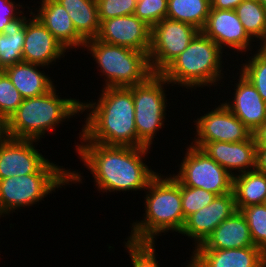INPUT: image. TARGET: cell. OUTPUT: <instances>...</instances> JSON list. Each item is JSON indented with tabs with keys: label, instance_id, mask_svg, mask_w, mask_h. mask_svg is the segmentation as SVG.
Wrapping results in <instances>:
<instances>
[{
	"label": "cell",
	"instance_id": "1f68e13d",
	"mask_svg": "<svg viewBox=\"0 0 266 267\" xmlns=\"http://www.w3.org/2000/svg\"><path fill=\"white\" fill-rule=\"evenodd\" d=\"M154 242H134L127 239L125 248L133 267H160L156 259Z\"/></svg>",
	"mask_w": 266,
	"mask_h": 267
},
{
	"label": "cell",
	"instance_id": "5bb4252c",
	"mask_svg": "<svg viewBox=\"0 0 266 267\" xmlns=\"http://www.w3.org/2000/svg\"><path fill=\"white\" fill-rule=\"evenodd\" d=\"M191 145L215 160L233 177L256 169L257 146L253 135L240 142H191Z\"/></svg>",
	"mask_w": 266,
	"mask_h": 267
},
{
	"label": "cell",
	"instance_id": "ba28073f",
	"mask_svg": "<svg viewBox=\"0 0 266 267\" xmlns=\"http://www.w3.org/2000/svg\"><path fill=\"white\" fill-rule=\"evenodd\" d=\"M165 85L169 86L170 83L161 74H152L144 83L128 87L134 100L138 138L149 148L156 133L164 126L167 114Z\"/></svg>",
	"mask_w": 266,
	"mask_h": 267
},
{
	"label": "cell",
	"instance_id": "ab89813d",
	"mask_svg": "<svg viewBox=\"0 0 266 267\" xmlns=\"http://www.w3.org/2000/svg\"><path fill=\"white\" fill-rule=\"evenodd\" d=\"M12 20L7 17H0V33H3L6 25H8Z\"/></svg>",
	"mask_w": 266,
	"mask_h": 267
},
{
	"label": "cell",
	"instance_id": "d590c367",
	"mask_svg": "<svg viewBox=\"0 0 266 267\" xmlns=\"http://www.w3.org/2000/svg\"><path fill=\"white\" fill-rule=\"evenodd\" d=\"M243 0H210L211 9L235 10Z\"/></svg>",
	"mask_w": 266,
	"mask_h": 267
},
{
	"label": "cell",
	"instance_id": "60d3db41",
	"mask_svg": "<svg viewBox=\"0 0 266 267\" xmlns=\"http://www.w3.org/2000/svg\"><path fill=\"white\" fill-rule=\"evenodd\" d=\"M260 4L265 8L266 10V0H258Z\"/></svg>",
	"mask_w": 266,
	"mask_h": 267
},
{
	"label": "cell",
	"instance_id": "8992f818",
	"mask_svg": "<svg viewBox=\"0 0 266 267\" xmlns=\"http://www.w3.org/2000/svg\"><path fill=\"white\" fill-rule=\"evenodd\" d=\"M83 48H87L100 67L98 70L105 75L104 88L139 85L153 74L143 51L107 44L97 38L86 41Z\"/></svg>",
	"mask_w": 266,
	"mask_h": 267
},
{
	"label": "cell",
	"instance_id": "30bf717a",
	"mask_svg": "<svg viewBox=\"0 0 266 267\" xmlns=\"http://www.w3.org/2000/svg\"><path fill=\"white\" fill-rule=\"evenodd\" d=\"M191 24L164 18L151 28L148 60L153 74H160L199 32Z\"/></svg>",
	"mask_w": 266,
	"mask_h": 267
},
{
	"label": "cell",
	"instance_id": "4dcf8cb0",
	"mask_svg": "<svg viewBox=\"0 0 266 267\" xmlns=\"http://www.w3.org/2000/svg\"><path fill=\"white\" fill-rule=\"evenodd\" d=\"M23 100L8 75L0 70V114L8 120Z\"/></svg>",
	"mask_w": 266,
	"mask_h": 267
},
{
	"label": "cell",
	"instance_id": "8fae6325",
	"mask_svg": "<svg viewBox=\"0 0 266 267\" xmlns=\"http://www.w3.org/2000/svg\"><path fill=\"white\" fill-rule=\"evenodd\" d=\"M34 142L38 141L8 137L0 145V180L33 173H70L39 153Z\"/></svg>",
	"mask_w": 266,
	"mask_h": 267
},
{
	"label": "cell",
	"instance_id": "d6986e66",
	"mask_svg": "<svg viewBox=\"0 0 266 267\" xmlns=\"http://www.w3.org/2000/svg\"><path fill=\"white\" fill-rule=\"evenodd\" d=\"M239 75L232 101L223 104L253 133L266 121V102L255 86L242 73Z\"/></svg>",
	"mask_w": 266,
	"mask_h": 267
},
{
	"label": "cell",
	"instance_id": "83f0119b",
	"mask_svg": "<svg viewBox=\"0 0 266 267\" xmlns=\"http://www.w3.org/2000/svg\"><path fill=\"white\" fill-rule=\"evenodd\" d=\"M248 57L246 63L241 64V72L256 88L261 98L266 102V46Z\"/></svg>",
	"mask_w": 266,
	"mask_h": 267
},
{
	"label": "cell",
	"instance_id": "9a60e30c",
	"mask_svg": "<svg viewBox=\"0 0 266 267\" xmlns=\"http://www.w3.org/2000/svg\"><path fill=\"white\" fill-rule=\"evenodd\" d=\"M201 31L222 50L227 46L241 54L250 51L254 42L245 31L235 10L210 9L206 24Z\"/></svg>",
	"mask_w": 266,
	"mask_h": 267
},
{
	"label": "cell",
	"instance_id": "7c38bea8",
	"mask_svg": "<svg viewBox=\"0 0 266 267\" xmlns=\"http://www.w3.org/2000/svg\"><path fill=\"white\" fill-rule=\"evenodd\" d=\"M197 118L196 135L193 142H240L252 136L240 121L223 103Z\"/></svg>",
	"mask_w": 266,
	"mask_h": 267
},
{
	"label": "cell",
	"instance_id": "e0dca14e",
	"mask_svg": "<svg viewBox=\"0 0 266 267\" xmlns=\"http://www.w3.org/2000/svg\"><path fill=\"white\" fill-rule=\"evenodd\" d=\"M30 12V19L26 22V32L22 58L24 62L47 66L64 58L67 49L52 35V33ZM64 55V56H63ZM63 56V57H62Z\"/></svg>",
	"mask_w": 266,
	"mask_h": 267
},
{
	"label": "cell",
	"instance_id": "5b68a950",
	"mask_svg": "<svg viewBox=\"0 0 266 267\" xmlns=\"http://www.w3.org/2000/svg\"><path fill=\"white\" fill-rule=\"evenodd\" d=\"M223 50L199 31L187 48L160 74L172 85L188 89L217 85L223 79L221 73ZM195 86V88H194Z\"/></svg>",
	"mask_w": 266,
	"mask_h": 267
},
{
	"label": "cell",
	"instance_id": "b9f144b4",
	"mask_svg": "<svg viewBox=\"0 0 266 267\" xmlns=\"http://www.w3.org/2000/svg\"><path fill=\"white\" fill-rule=\"evenodd\" d=\"M186 267H193V266L188 262V265H186Z\"/></svg>",
	"mask_w": 266,
	"mask_h": 267
},
{
	"label": "cell",
	"instance_id": "8d00e7d4",
	"mask_svg": "<svg viewBox=\"0 0 266 267\" xmlns=\"http://www.w3.org/2000/svg\"><path fill=\"white\" fill-rule=\"evenodd\" d=\"M256 170L266 174V147H256Z\"/></svg>",
	"mask_w": 266,
	"mask_h": 267
},
{
	"label": "cell",
	"instance_id": "d6a6232c",
	"mask_svg": "<svg viewBox=\"0 0 266 267\" xmlns=\"http://www.w3.org/2000/svg\"><path fill=\"white\" fill-rule=\"evenodd\" d=\"M168 0H139L134 15L151 28L167 17Z\"/></svg>",
	"mask_w": 266,
	"mask_h": 267
},
{
	"label": "cell",
	"instance_id": "603a6c76",
	"mask_svg": "<svg viewBox=\"0 0 266 267\" xmlns=\"http://www.w3.org/2000/svg\"><path fill=\"white\" fill-rule=\"evenodd\" d=\"M71 17L77 33L85 40L98 37L101 22L96 0H56Z\"/></svg>",
	"mask_w": 266,
	"mask_h": 267
},
{
	"label": "cell",
	"instance_id": "d4e9b609",
	"mask_svg": "<svg viewBox=\"0 0 266 267\" xmlns=\"http://www.w3.org/2000/svg\"><path fill=\"white\" fill-rule=\"evenodd\" d=\"M24 12L0 33V70L22 62L27 17Z\"/></svg>",
	"mask_w": 266,
	"mask_h": 267
},
{
	"label": "cell",
	"instance_id": "3957f363",
	"mask_svg": "<svg viewBox=\"0 0 266 267\" xmlns=\"http://www.w3.org/2000/svg\"><path fill=\"white\" fill-rule=\"evenodd\" d=\"M145 192L147 194L144 196V220L132 223V230L127 239L155 243L156 237L161 233H180L186 220L182 211L181 182L174 174L168 177L158 173L150 181Z\"/></svg>",
	"mask_w": 266,
	"mask_h": 267
},
{
	"label": "cell",
	"instance_id": "f35d334b",
	"mask_svg": "<svg viewBox=\"0 0 266 267\" xmlns=\"http://www.w3.org/2000/svg\"><path fill=\"white\" fill-rule=\"evenodd\" d=\"M8 138L7 120L0 114V145Z\"/></svg>",
	"mask_w": 266,
	"mask_h": 267
},
{
	"label": "cell",
	"instance_id": "484cf974",
	"mask_svg": "<svg viewBox=\"0 0 266 267\" xmlns=\"http://www.w3.org/2000/svg\"><path fill=\"white\" fill-rule=\"evenodd\" d=\"M210 9V0H168L166 18L191 24L201 31Z\"/></svg>",
	"mask_w": 266,
	"mask_h": 267
},
{
	"label": "cell",
	"instance_id": "6da1fadb",
	"mask_svg": "<svg viewBox=\"0 0 266 267\" xmlns=\"http://www.w3.org/2000/svg\"><path fill=\"white\" fill-rule=\"evenodd\" d=\"M80 143L76 145V152L93 175L98 191H145L158 174L144 163L149 147Z\"/></svg>",
	"mask_w": 266,
	"mask_h": 267
},
{
	"label": "cell",
	"instance_id": "ffe728a7",
	"mask_svg": "<svg viewBox=\"0 0 266 267\" xmlns=\"http://www.w3.org/2000/svg\"><path fill=\"white\" fill-rule=\"evenodd\" d=\"M34 14L52 35L67 49L82 48L86 41L77 33L71 17L56 0H41ZM74 47V48H73Z\"/></svg>",
	"mask_w": 266,
	"mask_h": 267
},
{
	"label": "cell",
	"instance_id": "836d02e7",
	"mask_svg": "<svg viewBox=\"0 0 266 267\" xmlns=\"http://www.w3.org/2000/svg\"><path fill=\"white\" fill-rule=\"evenodd\" d=\"M99 19L105 20L132 15L135 13L137 0H96Z\"/></svg>",
	"mask_w": 266,
	"mask_h": 267
},
{
	"label": "cell",
	"instance_id": "52a82bcc",
	"mask_svg": "<svg viewBox=\"0 0 266 267\" xmlns=\"http://www.w3.org/2000/svg\"><path fill=\"white\" fill-rule=\"evenodd\" d=\"M81 177V173L70 171V173H33L1 179L0 216L16 212L17 208L22 209L37 204L63 185L83 183Z\"/></svg>",
	"mask_w": 266,
	"mask_h": 267
},
{
	"label": "cell",
	"instance_id": "44dd1931",
	"mask_svg": "<svg viewBox=\"0 0 266 267\" xmlns=\"http://www.w3.org/2000/svg\"><path fill=\"white\" fill-rule=\"evenodd\" d=\"M254 246L249 226L241 211L221 222L195 249H235Z\"/></svg>",
	"mask_w": 266,
	"mask_h": 267
},
{
	"label": "cell",
	"instance_id": "f1b7e54d",
	"mask_svg": "<svg viewBox=\"0 0 266 267\" xmlns=\"http://www.w3.org/2000/svg\"><path fill=\"white\" fill-rule=\"evenodd\" d=\"M240 211L247 220L254 246L266 254V205H251Z\"/></svg>",
	"mask_w": 266,
	"mask_h": 267
},
{
	"label": "cell",
	"instance_id": "4316f807",
	"mask_svg": "<svg viewBox=\"0 0 266 267\" xmlns=\"http://www.w3.org/2000/svg\"><path fill=\"white\" fill-rule=\"evenodd\" d=\"M237 17L245 31L260 46H266V10L258 0H243L236 8Z\"/></svg>",
	"mask_w": 266,
	"mask_h": 267
},
{
	"label": "cell",
	"instance_id": "cb8c5ba5",
	"mask_svg": "<svg viewBox=\"0 0 266 267\" xmlns=\"http://www.w3.org/2000/svg\"><path fill=\"white\" fill-rule=\"evenodd\" d=\"M232 192L237 210L263 204L266 200V174L252 170L233 177Z\"/></svg>",
	"mask_w": 266,
	"mask_h": 267
},
{
	"label": "cell",
	"instance_id": "f546056e",
	"mask_svg": "<svg viewBox=\"0 0 266 267\" xmlns=\"http://www.w3.org/2000/svg\"><path fill=\"white\" fill-rule=\"evenodd\" d=\"M217 195L202 188L187 187L181 183V202L186 219L192 213L208 206Z\"/></svg>",
	"mask_w": 266,
	"mask_h": 267
},
{
	"label": "cell",
	"instance_id": "e575fe53",
	"mask_svg": "<svg viewBox=\"0 0 266 267\" xmlns=\"http://www.w3.org/2000/svg\"><path fill=\"white\" fill-rule=\"evenodd\" d=\"M20 3L12 0H0V17H7L11 20L18 18L23 12L20 10ZM18 10V11H16Z\"/></svg>",
	"mask_w": 266,
	"mask_h": 267
},
{
	"label": "cell",
	"instance_id": "74e56055",
	"mask_svg": "<svg viewBox=\"0 0 266 267\" xmlns=\"http://www.w3.org/2000/svg\"><path fill=\"white\" fill-rule=\"evenodd\" d=\"M252 135L257 147H266V121Z\"/></svg>",
	"mask_w": 266,
	"mask_h": 267
},
{
	"label": "cell",
	"instance_id": "7a4b0ae2",
	"mask_svg": "<svg viewBox=\"0 0 266 267\" xmlns=\"http://www.w3.org/2000/svg\"><path fill=\"white\" fill-rule=\"evenodd\" d=\"M96 102H81L86 110L80 142L104 145L147 147L139 138L134 119V100L128 87L104 88Z\"/></svg>",
	"mask_w": 266,
	"mask_h": 267
},
{
	"label": "cell",
	"instance_id": "7402d4cb",
	"mask_svg": "<svg viewBox=\"0 0 266 267\" xmlns=\"http://www.w3.org/2000/svg\"><path fill=\"white\" fill-rule=\"evenodd\" d=\"M40 67L45 66L22 61L3 71L25 99L44 95L55 86L48 74L38 70Z\"/></svg>",
	"mask_w": 266,
	"mask_h": 267
},
{
	"label": "cell",
	"instance_id": "4fadbf2b",
	"mask_svg": "<svg viewBox=\"0 0 266 267\" xmlns=\"http://www.w3.org/2000/svg\"><path fill=\"white\" fill-rule=\"evenodd\" d=\"M98 40L143 51L148 55L151 45V27L134 14L114 17L101 23Z\"/></svg>",
	"mask_w": 266,
	"mask_h": 267
},
{
	"label": "cell",
	"instance_id": "ac0fdd59",
	"mask_svg": "<svg viewBox=\"0 0 266 267\" xmlns=\"http://www.w3.org/2000/svg\"><path fill=\"white\" fill-rule=\"evenodd\" d=\"M193 267H266V254L256 246L235 249H195Z\"/></svg>",
	"mask_w": 266,
	"mask_h": 267
},
{
	"label": "cell",
	"instance_id": "9c48e42d",
	"mask_svg": "<svg viewBox=\"0 0 266 267\" xmlns=\"http://www.w3.org/2000/svg\"><path fill=\"white\" fill-rule=\"evenodd\" d=\"M185 156L177 175L174 176L187 187L202 188L217 196L232 192L233 176L191 144L186 147Z\"/></svg>",
	"mask_w": 266,
	"mask_h": 267
},
{
	"label": "cell",
	"instance_id": "2e32d148",
	"mask_svg": "<svg viewBox=\"0 0 266 267\" xmlns=\"http://www.w3.org/2000/svg\"><path fill=\"white\" fill-rule=\"evenodd\" d=\"M236 211L233 192L216 196L208 206L186 218L180 234L188 236L191 240L194 239L196 248L205 241L221 222L231 217Z\"/></svg>",
	"mask_w": 266,
	"mask_h": 267
},
{
	"label": "cell",
	"instance_id": "277c9868",
	"mask_svg": "<svg viewBox=\"0 0 266 267\" xmlns=\"http://www.w3.org/2000/svg\"><path fill=\"white\" fill-rule=\"evenodd\" d=\"M54 86L46 94L25 98L7 120L9 138L41 140L45 133L81 113V101L61 98ZM44 136V137H43Z\"/></svg>",
	"mask_w": 266,
	"mask_h": 267
}]
</instances>
